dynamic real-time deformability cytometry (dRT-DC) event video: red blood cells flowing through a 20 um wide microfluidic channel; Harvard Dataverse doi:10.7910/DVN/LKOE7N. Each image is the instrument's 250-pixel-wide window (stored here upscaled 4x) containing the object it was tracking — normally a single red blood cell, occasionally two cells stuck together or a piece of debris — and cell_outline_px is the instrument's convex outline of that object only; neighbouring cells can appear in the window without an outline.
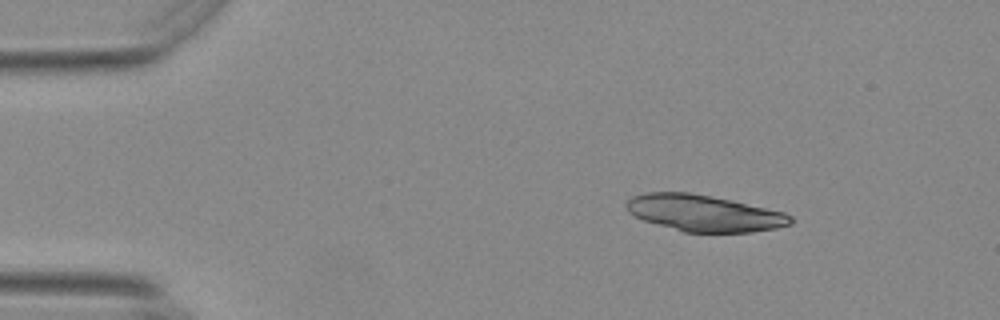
{"species": "Egyptian fruit bat (a non-hibernating species)", "species_latin": "Rousettus aegyptiacus", "temperature_condition": "warm", "stored_images_in_passage": 47, "camera_frame_rate_fps": 3000, "um_per_image_px": 0.085, "animal": {"sex": "female"}, "frame": {"image": 1, "passage_image": 1, "time_ms": 0.0, "image_size_px": [1000, 320], "cell_outline_px": [[792, 224], [776, 228], [752, 232], [684, 232], [644, 220], [628, 212], [624, 204], [632, 196], [644, 192], [688, 192], [728, 200], [784, 212], [792, 216]], "centroid_in_image_um": [59.81, 18.12], "position_along_channel_um": 25.2, "area_um2": 34.51}}
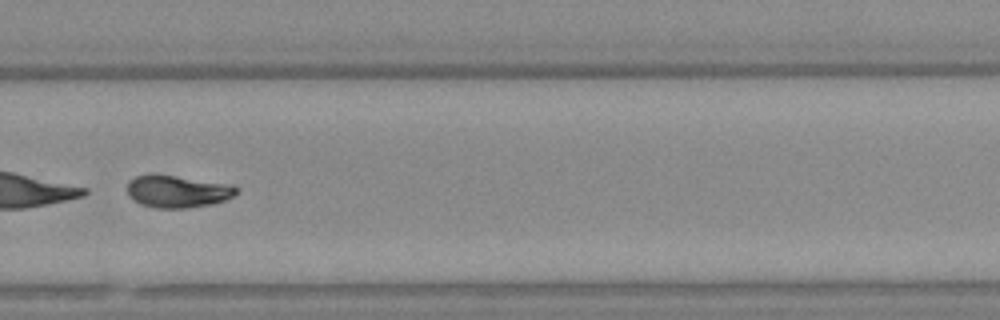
{"frame": {"image": 2, "passage_image": 31, "time_ms": 10.0, "image_size_px": [1000, 320], "cell_outline_px": [[240, 192], [236, 196], [224, 200], [208, 204], [188, 208], [152, 208], [140, 204], [128, 196], [128, 180], [136, 176], [152, 172], [232, 184]], "centroid_in_image_um": [15.07, 16.24], "position_along_channel_um": 314.7, "area_um2": 21.04}, "authors_computed_cell_mechanics": {"area_um2": 22.0218, "velocity_mm_per_s": 3.6987, "shape_relaxation_time_tau1_ms": 1.6011, "shape_relaxation_time_tau2_ms": 4.0188, "deformation_change_tau1": 0.2943, "deformation_change_tau2": 0.0975}}